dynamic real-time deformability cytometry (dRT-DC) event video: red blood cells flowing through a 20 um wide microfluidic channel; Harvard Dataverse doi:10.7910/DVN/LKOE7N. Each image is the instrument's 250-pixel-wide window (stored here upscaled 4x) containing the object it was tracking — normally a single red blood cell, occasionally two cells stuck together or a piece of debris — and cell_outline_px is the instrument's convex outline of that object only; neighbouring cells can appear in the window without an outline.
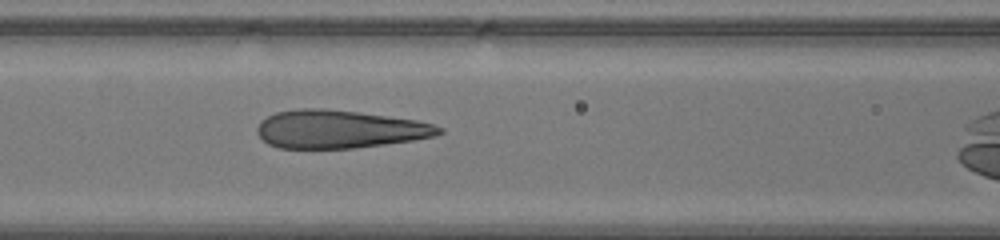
{"species": "human", "species_latin": "Homo sapiens", "temperature_condition": "warm", "stored_images_in_passage": 26, "camera_frame_rate_fps": 3000, "um_per_image_px": 0.085, "donor": {"sex": "male"}, "frame": {"image": 1, "passage_image": 9, "time_ms": 2.667, "image_size_px": [1000, 240], "cell_outline_px": [[444, 132], [436, 136], [412, 140], [384, 144], [352, 148], [280, 148], [268, 144], [256, 132], [256, 128], [260, 120], [276, 112], [300, 108], [324, 108], [356, 112], [416, 120], [432, 124], [444, 128]], "centroid_in_image_um": [28.82, 10.98], "position_along_channel_um": 137.8, "area_um2": 40.23}}
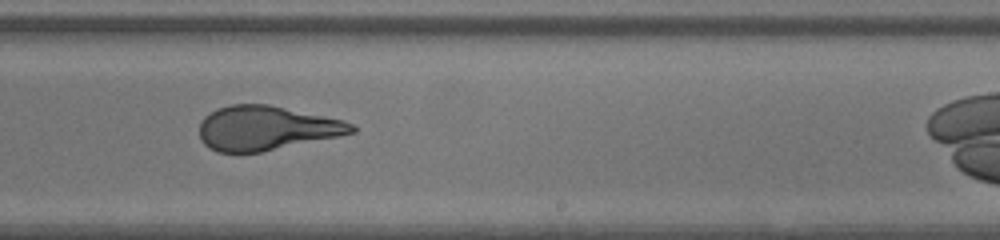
{"frame": {"image": 2, "passage_image": 17, "time_ms": 5.333, "image_size_px": [1000, 240], "cell_outline_px": [[356, 132], [340, 136], [260, 152], [216, 152], [208, 148], [200, 140], [200, 120], [204, 116], [216, 108], [232, 104], [268, 104], [344, 120], [352, 124], [356, 128]], "centroid_in_image_um": [22.6, 10.89], "position_along_channel_um": 266.4, "area_um2": 39.42}}
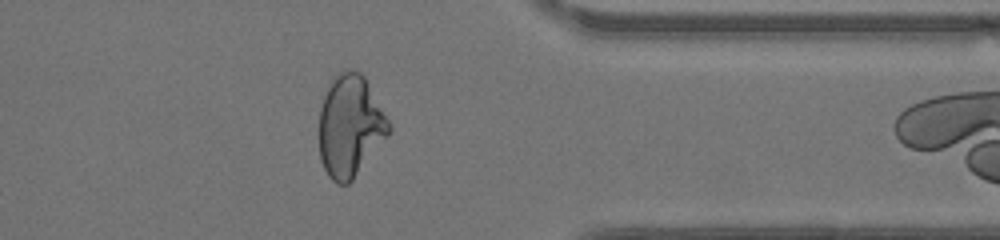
{"frame": {"image": 3, "passage_image": 25, "time_ms": 8.0, "image_size_px": [1000, 240], "cell_outline_px": [[392, 132], [352, 180], [348, 184], [336, 184], [328, 176], [320, 160], [320, 108], [324, 96], [332, 76], [344, 68], [360, 72], [364, 76], [392, 124]], "centroid_in_image_um": [29.78, 10.7], "position_along_channel_um": 381.6, "area_um2": 41.79}}